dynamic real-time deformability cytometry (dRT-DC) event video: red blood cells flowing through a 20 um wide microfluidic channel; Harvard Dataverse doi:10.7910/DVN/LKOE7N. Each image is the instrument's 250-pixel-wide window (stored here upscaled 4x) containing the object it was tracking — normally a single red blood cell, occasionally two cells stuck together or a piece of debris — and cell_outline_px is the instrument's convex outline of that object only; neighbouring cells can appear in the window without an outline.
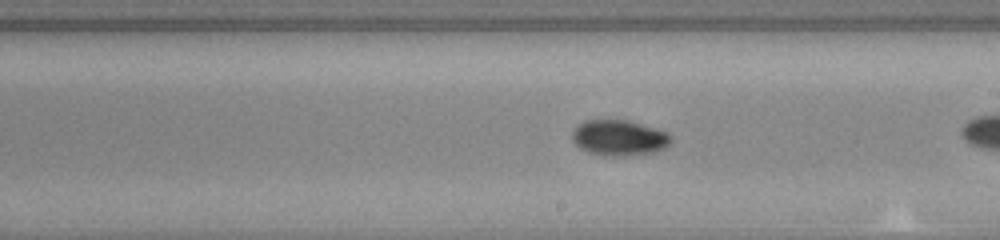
{"species": "common noctule bat (a hibernating species)", "species_latin": "Nyctalus noctula", "temperature_condition": "warm", "stored_images_in_passage": 40, "camera_frame_rate_fps": 3000, "um_per_image_px": 0.085, "animal": {"sex": "female", "body_mass_g": 23.0, "forearm_length_mm": 53.4}, "frame": {"image": 1, "passage_image": 29, "time_ms": 9.333, "image_size_px": [1000, 240], "cell_outline_px": [[672, 144], [656, 152], [624, 156], [604, 156], [588, 152], [580, 148], [572, 140], [572, 132], [576, 124], [584, 120], [628, 120], [668, 132], [672, 136]], "centroid_in_image_um": [52.63, 11.71], "position_along_channel_um": 236.4, "area_um2": 20.87}}